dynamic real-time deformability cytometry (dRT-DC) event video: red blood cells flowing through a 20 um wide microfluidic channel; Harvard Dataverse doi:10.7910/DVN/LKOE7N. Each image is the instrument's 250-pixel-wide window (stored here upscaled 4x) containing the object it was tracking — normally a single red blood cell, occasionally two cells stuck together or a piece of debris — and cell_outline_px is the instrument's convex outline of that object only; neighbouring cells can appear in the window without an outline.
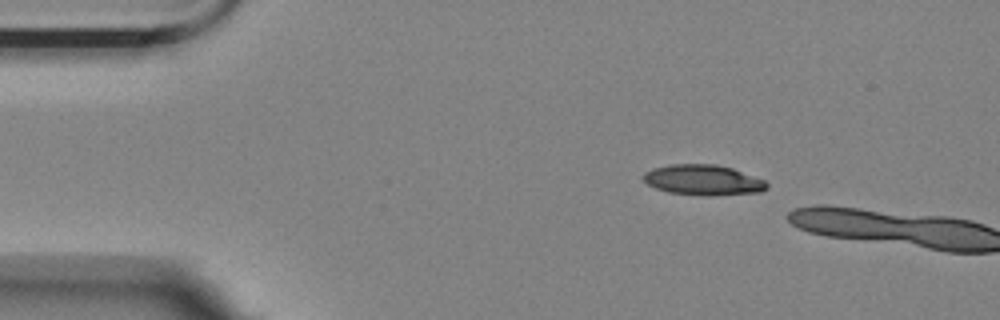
{"species": "Egyptian fruit bat (a non-hibernating species)", "species_latin": "Rousettus aegyptiacus", "temperature_condition": "room temperature", "stored_images_in_passage": 2, "camera_frame_rate_fps": 3000, "um_per_image_px": 0.085, "animal": {"sex": "female"}, "frame": {"image": 1, "passage_image": 1, "time_ms": 0.0, "image_size_px": [1000, 320], "cell_outline_px": [[768, 188], [760, 192], [712, 196], [704, 196], [668, 192], [656, 188], [648, 184], [640, 176], [644, 172], [656, 168], [672, 164], [716, 164], [732, 168], [764, 180], [768, 184]], "centroid_in_image_um": [59.77, 15.31], "position_along_channel_um": 25.2, "area_um2": 21.91}}